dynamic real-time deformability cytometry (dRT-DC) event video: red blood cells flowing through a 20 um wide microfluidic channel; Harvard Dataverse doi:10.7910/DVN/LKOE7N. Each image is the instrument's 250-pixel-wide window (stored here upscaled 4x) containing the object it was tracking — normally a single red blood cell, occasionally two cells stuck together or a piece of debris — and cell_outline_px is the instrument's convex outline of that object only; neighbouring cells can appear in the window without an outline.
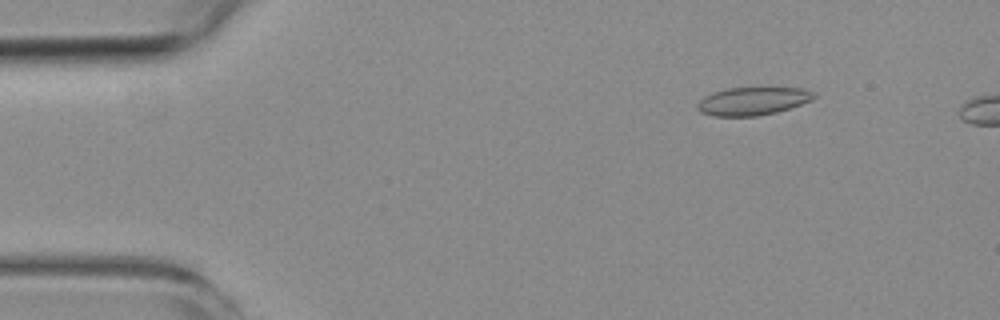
{"species": "common noctule bat (a hibernating species)", "species_latin": "Nyctalus noctula", "temperature_condition": "room temperature", "stored_images_in_passage": 9, "camera_frame_rate_fps": 3000, "um_per_image_px": 0.085, "animal": {"sex": "female", "body_mass_g": 19.3, "forearm_length_mm": 54.1}, "frame": {"image": 1, "passage_image": 1, "time_ms": 0.0, "image_size_px": [1000, 320], "cell_outline_px": [[816, 96], [812, 100], [776, 112], [756, 116], [712, 116], [700, 112], [700, 100], [704, 96], [712, 92], [728, 88], [804, 88], [816, 92]], "centroid_in_image_um": [64.01, 8.59], "position_along_channel_um": 21.0, "area_um2": 18.84}}
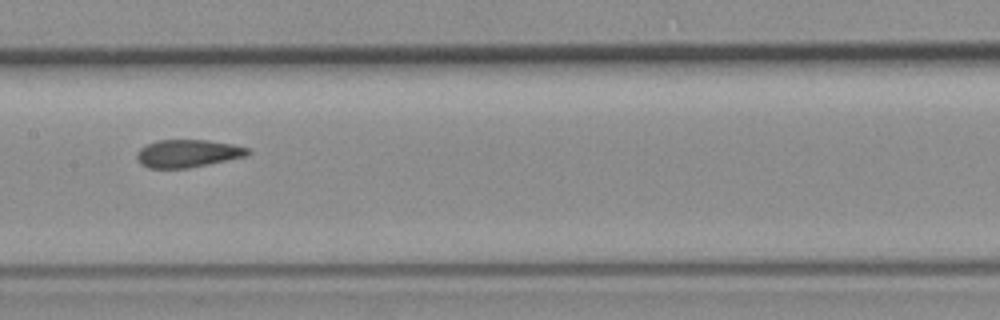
{"frame": {"image": 2, "passage_image": 7, "time_ms": 6.667, "image_size_px": [1000, 320], "cell_outline_px": [[252, 152], [248, 156], [188, 168], [148, 168], [140, 164], [136, 156], [136, 152], [140, 148], [156, 140], [208, 140], [232, 144], [248, 148]], "centroid_in_image_um": [15.96, 13.04], "position_along_channel_um": 191.4, "area_um2": 18.03}}
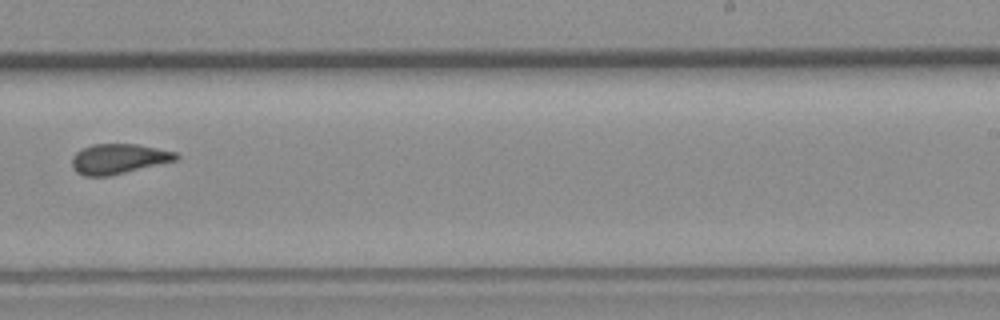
{"frame": {"image": 3, "passage_image": 9, "time_ms": 9.0, "image_size_px": [1000, 320], "cell_outline_px": [[180, 156], [176, 160], [108, 176], [84, 176], [76, 172], [72, 168], [72, 156], [80, 148], [92, 144], [136, 144], [176, 152]], "centroid_in_image_um": [10.02, 13.49], "position_along_channel_um": 279.0, "area_um2": 18.15}}